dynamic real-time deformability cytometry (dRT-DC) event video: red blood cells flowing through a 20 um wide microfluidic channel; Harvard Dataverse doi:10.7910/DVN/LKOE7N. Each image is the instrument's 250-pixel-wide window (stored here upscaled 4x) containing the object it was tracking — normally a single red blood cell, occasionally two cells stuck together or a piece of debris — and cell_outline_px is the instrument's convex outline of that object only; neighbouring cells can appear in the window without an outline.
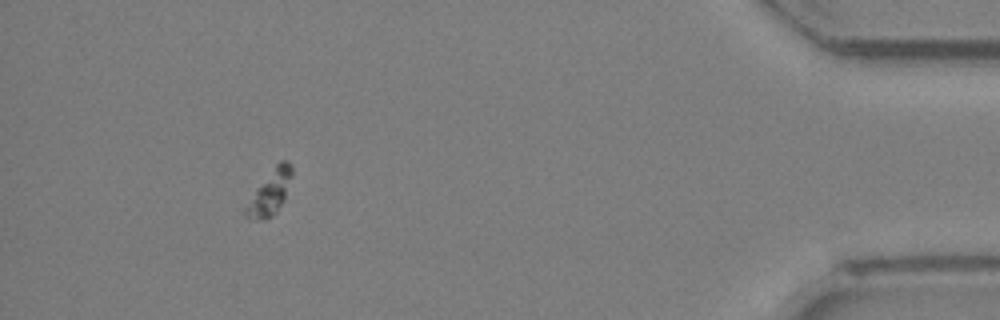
{"species": "Egyptian fruit bat (a non-hibernating species)", "species_latin": "Rousettus aegyptiacus", "temperature_condition": "room temperature", "stored_images_in_passage": 23, "camera_frame_rate_fps": 3000, "um_per_image_px": 0.085, "animal": {"sex": "female"}, "frame": {"image": 1, "passage_image": 21, "time_ms": 6.667, "image_size_px": [1000, 320], "cell_outline_px": [[292, 172], [284, 200], [276, 212], [272, 216], [264, 220], [248, 220], [244, 216], [244, 212], [256, 188], [276, 164], [280, 160], [288, 160], [292, 164]], "centroid_in_image_um": [22.94, 16.38], "position_along_channel_um": 412.3, "area_um2": 11.79}}